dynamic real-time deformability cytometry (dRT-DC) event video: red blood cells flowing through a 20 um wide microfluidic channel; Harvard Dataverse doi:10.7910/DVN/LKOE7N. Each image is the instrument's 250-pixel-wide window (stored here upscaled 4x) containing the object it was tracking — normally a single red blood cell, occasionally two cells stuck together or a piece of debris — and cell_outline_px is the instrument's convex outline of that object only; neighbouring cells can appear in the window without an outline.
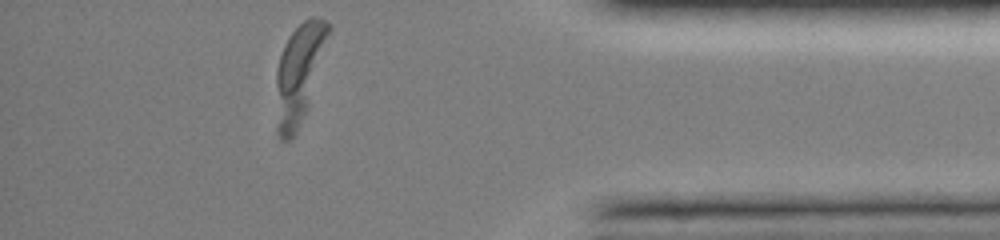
{"species": "common noctule bat (a hibernating species)", "species_latin": "Nyctalus noctula", "temperature_condition": "room temperature", "stored_images_in_passage": 49, "camera_frame_rate_fps": 3000, "um_per_image_px": 0.085, "animal": {"sex": "female", "body_mass_g": 19.0, "forearm_length_mm": 51.5}, "frame": {"image": 1, "passage_image": 49, "time_ms": 16.0, "image_size_px": [1000, 240], "cell_outline_px": [[332, 28], [304, 112], [296, 132], [288, 140], [280, 140], [276, 132], [276, 72], [280, 56], [284, 44], [292, 32], [304, 20], [312, 16], [320, 16]], "centroid_in_image_um": [25.39, 6.2], "position_along_channel_um": 409.8, "area_um2": 29.48}}